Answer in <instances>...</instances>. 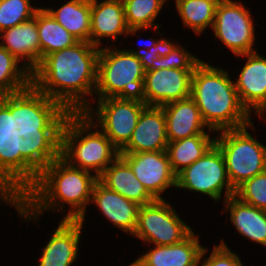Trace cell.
Instances as JSON below:
<instances>
[{
    "label": "cell",
    "instance_id": "3957f363",
    "mask_svg": "<svg viewBox=\"0 0 266 266\" xmlns=\"http://www.w3.org/2000/svg\"><path fill=\"white\" fill-rule=\"evenodd\" d=\"M94 122L82 113H58L33 130L70 166L98 177L118 156L119 150ZM86 133V135H85Z\"/></svg>",
    "mask_w": 266,
    "mask_h": 266
},
{
    "label": "cell",
    "instance_id": "8fae6325",
    "mask_svg": "<svg viewBox=\"0 0 266 266\" xmlns=\"http://www.w3.org/2000/svg\"><path fill=\"white\" fill-rule=\"evenodd\" d=\"M214 36L236 56L255 52V29L250 11L243 3L228 0L216 7Z\"/></svg>",
    "mask_w": 266,
    "mask_h": 266
},
{
    "label": "cell",
    "instance_id": "ba28073f",
    "mask_svg": "<svg viewBox=\"0 0 266 266\" xmlns=\"http://www.w3.org/2000/svg\"><path fill=\"white\" fill-rule=\"evenodd\" d=\"M176 188L208 195L216 202L221 199L224 188V200L235 193L228 178L224 157L215 144L176 176Z\"/></svg>",
    "mask_w": 266,
    "mask_h": 266
},
{
    "label": "cell",
    "instance_id": "5b68a950",
    "mask_svg": "<svg viewBox=\"0 0 266 266\" xmlns=\"http://www.w3.org/2000/svg\"><path fill=\"white\" fill-rule=\"evenodd\" d=\"M145 70L140 60L125 49L103 47L98 56V99L116 97L145 103Z\"/></svg>",
    "mask_w": 266,
    "mask_h": 266
},
{
    "label": "cell",
    "instance_id": "7402d4cb",
    "mask_svg": "<svg viewBox=\"0 0 266 266\" xmlns=\"http://www.w3.org/2000/svg\"><path fill=\"white\" fill-rule=\"evenodd\" d=\"M167 129L168 142L207 134L208 126L203 122L199 108L195 101L188 97L162 106Z\"/></svg>",
    "mask_w": 266,
    "mask_h": 266
},
{
    "label": "cell",
    "instance_id": "d590c367",
    "mask_svg": "<svg viewBox=\"0 0 266 266\" xmlns=\"http://www.w3.org/2000/svg\"><path fill=\"white\" fill-rule=\"evenodd\" d=\"M152 39H153V40H152ZM151 40H152V42H151ZM148 41H149V40H148ZM149 42H150V44H149ZM149 42H148V45H146V42H145V44H144V48H145V46H147V47H146L147 50L150 49L152 46L156 45V43H157V41H156V39H155L154 37L151 38Z\"/></svg>",
    "mask_w": 266,
    "mask_h": 266
},
{
    "label": "cell",
    "instance_id": "9a60e30c",
    "mask_svg": "<svg viewBox=\"0 0 266 266\" xmlns=\"http://www.w3.org/2000/svg\"><path fill=\"white\" fill-rule=\"evenodd\" d=\"M247 57L235 83L239 100L250 114L252 107L259 117L266 114V58L256 51L238 55Z\"/></svg>",
    "mask_w": 266,
    "mask_h": 266
},
{
    "label": "cell",
    "instance_id": "83f0119b",
    "mask_svg": "<svg viewBox=\"0 0 266 266\" xmlns=\"http://www.w3.org/2000/svg\"><path fill=\"white\" fill-rule=\"evenodd\" d=\"M184 26L200 35L213 26L217 4L210 0H175Z\"/></svg>",
    "mask_w": 266,
    "mask_h": 266
},
{
    "label": "cell",
    "instance_id": "2e32d148",
    "mask_svg": "<svg viewBox=\"0 0 266 266\" xmlns=\"http://www.w3.org/2000/svg\"><path fill=\"white\" fill-rule=\"evenodd\" d=\"M168 143L163 108L146 106L139 116L131 139L119 153L166 151Z\"/></svg>",
    "mask_w": 266,
    "mask_h": 266
},
{
    "label": "cell",
    "instance_id": "7c38bea8",
    "mask_svg": "<svg viewBox=\"0 0 266 266\" xmlns=\"http://www.w3.org/2000/svg\"><path fill=\"white\" fill-rule=\"evenodd\" d=\"M23 145L24 128L16 126L0 136V201L23 205Z\"/></svg>",
    "mask_w": 266,
    "mask_h": 266
},
{
    "label": "cell",
    "instance_id": "ac0fdd59",
    "mask_svg": "<svg viewBox=\"0 0 266 266\" xmlns=\"http://www.w3.org/2000/svg\"><path fill=\"white\" fill-rule=\"evenodd\" d=\"M207 253L194 231L183 241L173 245H155L154 248L129 266H198Z\"/></svg>",
    "mask_w": 266,
    "mask_h": 266
},
{
    "label": "cell",
    "instance_id": "30bf717a",
    "mask_svg": "<svg viewBox=\"0 0 266 266\" xmlns=\"http://www.w3.org/2000/svg\"><path fill=\"white\" fill-rule=\"evenodd\" d=\"M97 101L96 113L93 110L94 107L89 105L84 114L95 122V130L100 126L101 131L120 151L131 139L139 116L147 105L138 101L123 100L116 97L98 99ZM95 114L97 115V122L95 121Z\"/></svg>",
    "mask_w": 266,
    "mask_h": 266
},
{
    "label": "cell",
    "instance_id": "d6986e66",
    "mask_svg": "<svg viewBox=\"0 0 266 266\" xmlns=\"http://www.w3.org/2000/svg\"><path fill=\"white\" fill-rule=\"evenodd\" d=\"M82 227L80 220H61L43 247L39 266H71L77 259Z\"/></svg>",
    "mask_w": 266,
    "mask_h": 266
},
{
    "label": "cell",
    "instance_id": "4fadbf2b",
    "mask_svg": "<svg viewBox=\"0 0 266 266\" xmlns=\"http://www.w3.org/2000/svg\"><path fill=\"white\" fill-rule=\"evenodd\" d=\"M119 156L156 200H163L160 194L167 188H176V175L170 167L166 151L119 153Z\"/></svg>",
    "mask_w": 266,
    "mask_h": 266
},
{
    "label": "cell",
    "instance_id": "d4e9b609",
    "mask_svg": "<svg viewBox=\"0 0 266 266\" xmlns=\"http://www.w3.org/2000/svg\"><path fill=\"white\" fill-rule=\"evenodd\" d=\"M78 41L90 42L91 0H70L60 8H44Z\"/></svg>",
    "mask_w": 266,
    "mask_h": 266
},
{
    "label": "cell",
    "instance_id": "7a4b0ae2",
    "mask_svg": "<svg viewBox=\"0 0 266 266\" xmlns=\"http://www.w3.org/2000/svg\"><path fill=\"white\" fill-rule=\"evenodd\" d=\"M100 48L87 41L45 56L31 72L29 130L58 113H82L97 86Z\"/></svg>",
    "mask_w": 266,
    "mask_h": 266
},
{
    "label": "cell",
    "instance_id": "8d00e7d4",
    "mask_svg": "<svg viewBox=\"0 0 266 266\" xmlns=\"http://www.w3.org/2000/svg\"><path fill=\"white\" fill-rule=\"evenodd\" d=\"M213 1L214 3H216L217 5H219L220 3L226 2L228 0H210Z\"/></svg>",
    "mask_w": 266,
    "mask_h": 266
},
{
    "label": "cell",
    "instance_id": "4316f807",
    "mask_svg": "<svg viewBox=\"0 0 266 266\" xmlns=\"http://www.w3.org/2000/svg\"><path fill=\"white\" fill-rule=\"evenodd\" d=\"M37 29L41 60L53 52L63 50L78 42L42 7L37 11Z\"/></svg>",
    "mask_w": 266,
    "mask_h": 266
},
{
    "label": "cell",
    "instance_id": "ffe728a7",
    "mask_svg": "<svg viewBox=\"0 0 266 266\" xmlns=\"http://www.w3.org/2000/svg\"><path fill=\"white\" fill-rule=\"evenodd\" d=\"M91 202L97 205L108 221L123 232L133 235L140 205L106 188L99 181L94 185Z\"/></svg>",
    "mask_w": 266,
    "mask_h": 266
},
{
    "label": "cell",
    "instance_id": "52a82bcc",
    "mask_svg": "<svg viewBox=\"0 0 266 266\" xmlns=\"http://www.w3.org/2000/svg\"><path fill=\"white\" fill-rule=\"evenodd\" d=\"M0 46V111L15 125L29 130L31 71Z\"/></svg>",
    "mask_w": 266,
    "mask_h": 266
},
{
    "label": "cell",
    "instance_id": "d6a6232c",
    "mask_svg": "<svg viewBox=\"0 0 266 266\" xmlns=\"http://www.w3.org/2000/svg\"><path fill=\"white\" fill-rule=\"evenodd\" d=\"M200 266H244L239 256L232 252L221 240L219 245H214L213 251L208 258H205Z\"/></svg>",
    "mask_w": 266,
    "mask_h": 266
},
{
    "label": "cell",
    "instance_id": "1f68e13d",
    "mask_svg": "<svg viewBox=\"0 0 266 266\" xmlns=\"http://www.w3.org/2000/svg\"><path fill=\"white\" fill-rule=\"evenodd\" d=\"M234 196L242 202L266 210V170L239 185Z\"/></svg>",
    "mask_w": 266,
    "mask_h": 266
},
{
    "label": "cell",
    "instance_id": "484cf974",
    "mask_svg": "<svg viewBox=\"0 0 266 266\" xmlns=\"http://www.w3.org/2000/svg\"><path fill=\"white\" fill-rule=\"evenodd\" d=\"M210 136L198 134L168 143L166 152L170 167L176 176L200 159L215 144V139Z\"/></svg>",
    "mask_w": 266,
    "mask_h": 266
},
{
    "label": "cell",
    "instance_id": "e575fe53",
    "mask_svg": "<svg viewBox=\"0 0 266 266\" xmlns=\"http://www.w3.org/2000/svg\"><path fill=\"white\" fill-rule=\"evenodd\" d=\"M16 127L1 111H0V136Z\"/></svg>",
    "mask_w": 266,
    "mask_h": 266
},
{
    "label": "cell",
    "instance_id": "4dcf8cb0",
    "mask_svg": "<svg viewBox=\"0 0 266 266\" xmlns=\"http://www.w3.org/2000/svg\"><path fill=\"white\" fill-rule=\"evenodd\" d=\"M199 58L192 55L185 50L181 45L175 44L172 41L167 46L165 53L160 55L158 59H155L152 66L148 70L158 69H182V70H194V68L201 62Z\"/></svg>",
    "mask_w": 266,
    "mask_h": 266
},
{
    "label": "cell",
    "instance_id": "836d02e7",
    "mask_svg": "<svg viewBox=\"0 0 266 266\" xmlns=\"http://www.w3.org/2000/svg\"><path fill=\"white\" fill-rule=\"evenodd\" d=\"M170 42L171 41L166 40V38H162L159 39V41L157 40L156 45L152 46L148 50L146 48H139L138 51H135L134 49L127 51L133 53L134 56L140 60L144 70L147 71L152 66L153 61L165 53V50Z\"/></svg>",
    "mask_w": 266,
    "mask_h": 266
},
{
    "label": "cell",
    "instance_id": "277c9868",
    "mask_svg": "<svg viewBox=\"0 0 266 266\" xmlns=\"http://www.w3.org/2000/svg\"><path fill=\"white\" fill-rule=\"evenodd\" d=\"M229 73L201 61L191 80V98L197 104L209 132L238 129L253 123L241 104Z\"/></svg>",
    "mask_w": 266,
    "mask_h": 266
},
{
    "label": "cell",
    "instance_id": "f546056e",
    "mask_svg": "<svg viewBox=\"0 0 266 266\" xmlns=\"http://www.w3.org/2000/svg\"><path fill=\"white\" fill-rule=\"evenodd\" d=\"M39 9L30 0H0V32L30 20Z\"/></svg>",
    "mask_w": 266,
    "mask_h": 266
},
{
    "label": "cell",
    "instance_id": "8992f818",
    "mask_svg": "<svg viewBox=\"0 0 266 266\" xmlns=\"http://www.w3.org/2000/svg\"><path fill=\"white\" fill-rule=\"evenodd\" d=\"M248 127H253V124L221 130V134L214 137L215 145L224 157L228 178L234 190L244 181L266 170V146L247 132Z\"/></svg>",
    "mask_w": 266,
    "mask_h": 266
},
{
    "label": "cell",
    "instance_id": "e0dca14e",
    "mask_svg": "<svg viewBox=\"0 0 266 266\" xmlns=\"http://www.w3.org/2000/svg\"><path fill=\"white\" fill-rule=\"evenodd\" d=\"M147 28H128L122 0H91L90 43L101 46L102 38L116 41L118 35H135Z\"/></svg>",
    "mask_w": 266,
    "mask_h": 266
},
{
    "label": "cell",
    "instance_id": "9c48e42d",
    "mask_svg": "<svg viewBox=\"0 0 266 266\" xmlns=\"http://www.w3.org/2000/svg\"><path fill=\"white\" fill-rule=\"evenodd\" d=\"M192 232V228L176 214L174 207L163 199L139 207L137 226L132 236L144 243L173 245Z\"/></svg>",
    "mask_w": 266,
    "mask_h": 266
},
{
    "label": "cell",
    "instance_id": "cb8c5ba5",
    "mask_svg": "<svg viewBox=\"0 0 266 266\" xmlns=\"http://www.w3.org/2000/svg\"><path fill=\"white\" fill-rule=\"evenodd\" d=\"M225 210L230 211V220L236 230L256 243H266V210L242 202L236 196L223 201Z\"/></svg>",
    "mask_w": 266,
    "mask_h": 266
},
{
    "label": "cell",
    "instance_id": "5bb4252c",
    "mask_svg": "<svg viewBox=\"0 0 266 266\" xmlns=\"http://www.w3.org/2000/svg\"><path fill=\"white\" fill-rule=\"evenodd\" d=\"M193 71L176 68L145 71V104L162 107L190 97Z\"/></svg>",
    "mask_w": 266,
    "mask_h": 266
},
{
    "label": "cell",
    "instance_id": "f1b7e54d",
    "mask_svg": "<svg viewBox=\"0 0 266 266\" xmlns=\"http://www.w3.org/2000/svg\"><path fill=\"white\" fill-rule=\"evenodd\" d=\"M124 5L125 21L128 28H154L161 25L154 24L163 5V0H122Z\"/></svg>",
    "mask_w": 266,
    "mask_h": 266
},
{
    "label": "cell",
    "instance_id": "44dd1931",
    "mask_svg": "<svg viewBox=\"0 0 266 266\" xmlns=\"http://www.w3.org/2000/svg\"><path fill=\"white\" fill-rule=\"evenodd\" d=\"M0 43L4 49L8 50L19 61L23 62L31 72L41 62L40 41L37 29V12L35 16L12 28L0 32Z\"/></svg>",
    "mask_w": 266,
    "mask_h": 266
},
{
    "label": "cell",
    "instance_id": "603a6c76",
    "mask_svg": "<svg viewBox=\"0 0 266 266\" xmlns=\"http://www.w3.org/2000/svg\"><path fill=\"white\" fill-rule=\"evenodd\" d=\"M98 181L106 188L115 191L140 206L156 201L145 186L135 177L130 166L120 156L98 176Z\"/></svg>",
    "mask_w": 266,
    "mask_h": 266
},
{
    "label": "cell",
    "instance_id": "6da1fadb",
    "mask_svg": "<svg viewBox=\"0 0 266 266\" xmlns=\"http://www.w3.org/2000/svg\"><path fill=\"white\" fill-rule=\"evenodd\" d=\"M97 181L95 174L70 166L34 130L24 129L21 218L37 222L47 210L63 211L66 203L71 210L63 220L84 223Z\"/></svg>",
    "mask_w": 266,
    "mask_h": 266
}]
</instances>
